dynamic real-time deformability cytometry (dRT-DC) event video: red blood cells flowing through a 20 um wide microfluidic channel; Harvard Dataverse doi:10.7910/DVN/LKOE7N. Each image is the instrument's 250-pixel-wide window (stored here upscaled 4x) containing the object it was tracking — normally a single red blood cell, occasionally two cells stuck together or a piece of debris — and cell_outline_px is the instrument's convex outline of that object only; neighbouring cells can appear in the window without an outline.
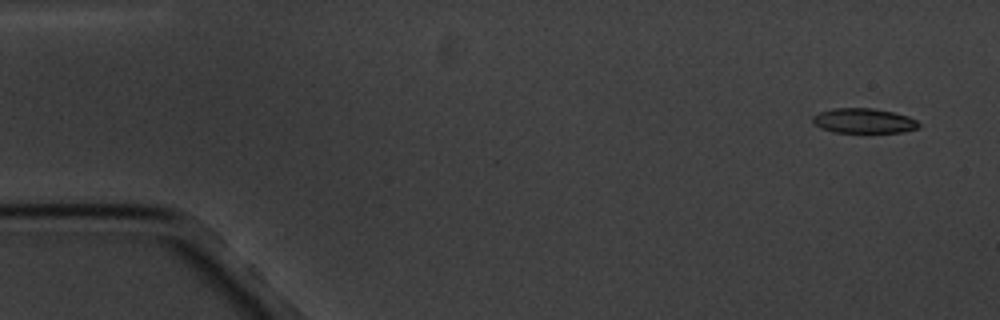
{"species": "common noctule bat (a hibernating species)", "species_latin": "Nyctalus noctula", "temperature_condition": "cold", "stored_images_in_passage": 5, "camera_frame_rate_fps": 3000, "um_per_image_px": 0.085, "animal": {"sex": "male", "body_mass_g": 20.1, "forearm_length_mm": 53.5}, "frame": {"image": 1, "passage_image": 1, "time_ms": 0.0, "image_size_px": [1000, 320], "cell_outline_px": [[920, 124], [916, 128], [904, 132], [832, 132], [820, 128], [812, 120], [812, 116], [820, 112], [832, 108], [872, 108], [892, 112], [908, 116], [916, 120]], "centroid_in_image_um": [73.39, 10.26], "position_along_channel_um": 11.6, "area_um2": 15.26}}
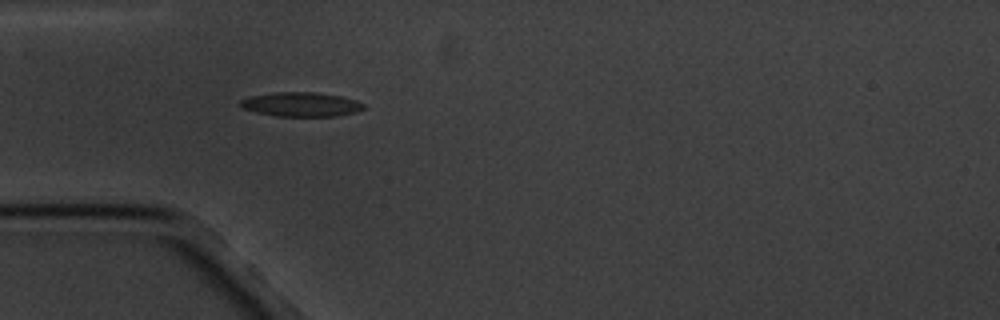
{"frame": {"image": 2, "passage_image": 5, "time_ms": 4.667, "image_size_px": [1000, 320], "cell_outline_px": [[364, 108], [356, 112], [336, 116], [276, 116], [256, 112], [240, 108], [236, 104], [240, 100], [248, 96], [276, 92], [316, 92], [340, 96], [356, 100], [364, 104]], "centroid_in_image_um": [25.52, 8.87], "position_along_channel_um": 59.5, "area_um2": 17.63}}